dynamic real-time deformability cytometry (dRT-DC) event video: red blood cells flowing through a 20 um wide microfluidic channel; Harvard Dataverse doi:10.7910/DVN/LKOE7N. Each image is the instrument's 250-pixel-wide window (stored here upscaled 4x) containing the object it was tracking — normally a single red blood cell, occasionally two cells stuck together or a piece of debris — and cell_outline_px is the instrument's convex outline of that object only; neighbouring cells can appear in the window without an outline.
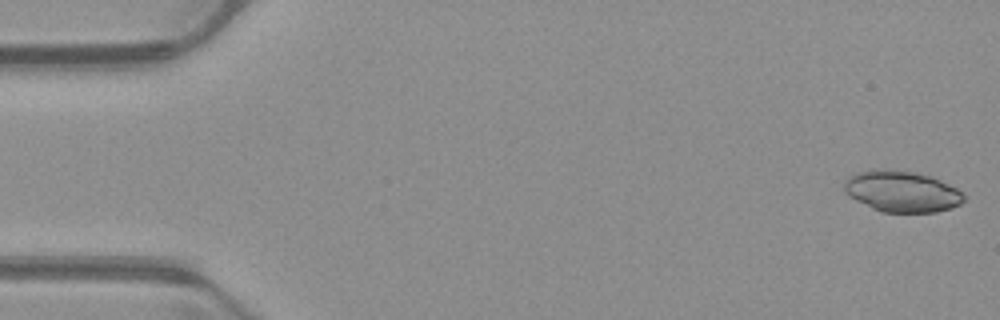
{"species": "common noctule bat (a hibernating species)", "species_latin": "Nyctalus noctula", "temperature_condition": "warm", "stored_images_in_passage": 52, "camera_frame_rate_fps": 3000, "um_per_image_px": 0.085, "animal": {"sex": "male", "body_mass_g": 23.1, "forearm_length_mm": 52.7}, "frame": {"image": 1, "passage_image": 1, "time_ms": 0.0, "image_size_px": [1000, 320], "cell_outline_px": [[964, 200], [960, 204], [936, 212], [880, 212], [848, 196], [844, 192], [844, 180], [848, 176], [856, 172], [868, 168], [888, 168], [916, 172], [932, 176], [964, 192]], "centroid_in_image_um": [76.6, 16.24], "position_along_channel_um": 8.4, "area_um2": 29.19}}
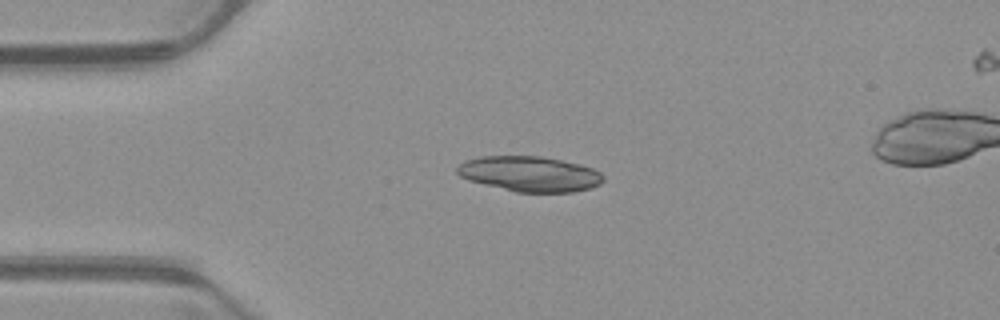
{"frame": {"image": 2, "passage_image": 12, "time_ms": 3.667, "image_size_px": [1000, 320], "cell_outline_px": [[604, 180], [600, 184], [592, 188], [572, 192], [516, 192], [468, 180], [460, 176], [456, 172], [456, 168], [464, 160], [480, 156], [540, 156], [580, 164], [592, 168], [600, 172], [604, 176]], "centroid_in_image_um": [45.03, 14.78], "position_along_channel_um": 40.0, "area_um2": 30.11}}